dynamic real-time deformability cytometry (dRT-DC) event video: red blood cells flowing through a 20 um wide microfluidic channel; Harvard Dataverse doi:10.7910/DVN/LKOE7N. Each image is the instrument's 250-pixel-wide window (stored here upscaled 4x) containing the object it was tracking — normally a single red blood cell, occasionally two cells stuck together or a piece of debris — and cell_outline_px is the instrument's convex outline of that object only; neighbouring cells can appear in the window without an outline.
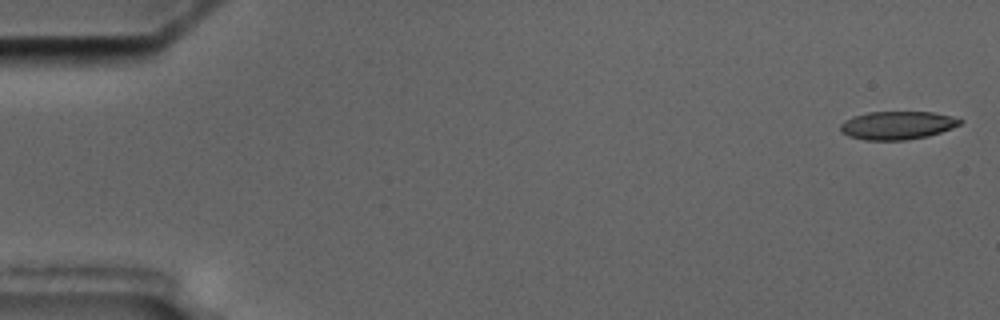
{"species": "common noctule bat (a hibernating species)", "species_latin": "Nyctalus noctula", "temperature_condition": "cold", "stored_images_in_passage": 7, "camera_frame_rate_fps": 3000, "um_per_image_px": 0.085, "animal": {"sex": "male", "body_mass_g": 17.5, "forearm_length_mm": 52.3}, "frame": {"image": 1, "passage_image": 1, "time_ms": 0.0, "image_size_px": [1000, 320], "cell_outline_px": [[964, 120], [960, 124], [952, 128], [928, 136], [904, 140], [864, 140], [848, 136], [840, 132], [840, 124], [844, 120], [852, 116], [868, 112], [932, 112]], "centroid_in_image_um": [76.21, 10.65], "position_along_channel_um": 8.8, "area_um2": 19.65}}
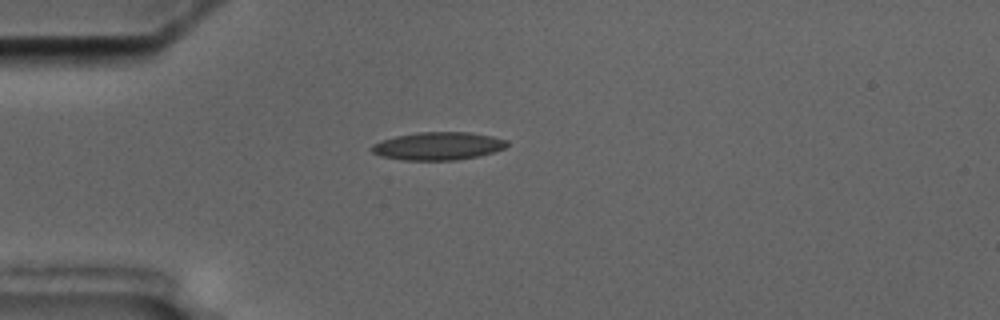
{"frame": {"image": 2, "passage_image": 5, "time_ms": 4.667, "image_size_px": [1000, 320], "cell_outline_px": [[508, 144], [504, 148], [492, 152], [476, 156], [456, 160], [400, 160], [380, 156], [372, 152], [368, 148], [372, 144], [380, 140], [396, 136], [416, 132], [468, 132], [492, 136], [508, 140]], "centroid_in_image_um": [37.17, 12.41], "position_along_channel_um": 47.8, "area_um2": 22.14}}